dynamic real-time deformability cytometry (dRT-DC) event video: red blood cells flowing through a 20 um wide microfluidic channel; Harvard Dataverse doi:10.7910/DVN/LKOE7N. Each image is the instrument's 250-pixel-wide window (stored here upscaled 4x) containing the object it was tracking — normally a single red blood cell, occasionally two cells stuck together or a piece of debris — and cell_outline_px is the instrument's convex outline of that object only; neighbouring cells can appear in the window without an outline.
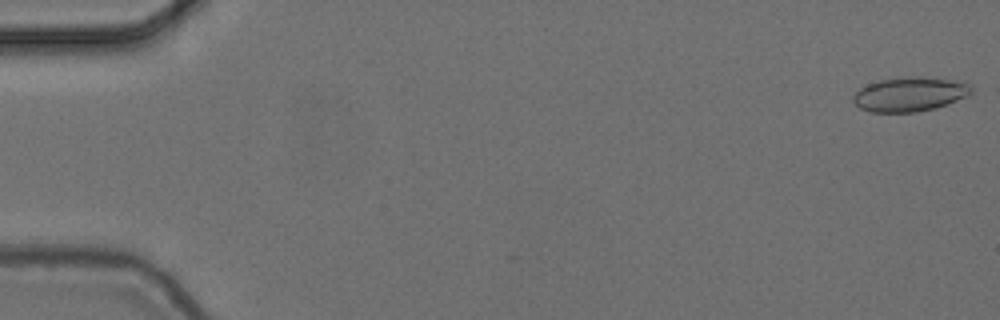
{"species": "common noctule bat (a hibernating species)", "species_latin": "Nyctalus noctula", "temperature_condition": "cold", "stored_images_in_passage": 55, "camera_frame_rate_fps": 3000, "um_per_image_px": 0.085, "animal": {"sex": "female", "body_mass_g": 24.6, "forearm_length_mm": 56.2}, "frame": {"image": 1, "passage_image": 1, "time_ms": 0.0, "image_size_px": [1000, 320], "cell_outline_px": [[972, 92], [968, 96], [936, 108], [916, 112], [872, 112], [860, 108], [852, 100], [852, 96], [860, 88], [868, 84], [880, 80], [916, 76], [920, 76], [948, 80], [972, 84]], "centroid_in_image_um": [77.33, 8.02], "position_along_channel_um": 7.7, "area_um2": 23.47}}
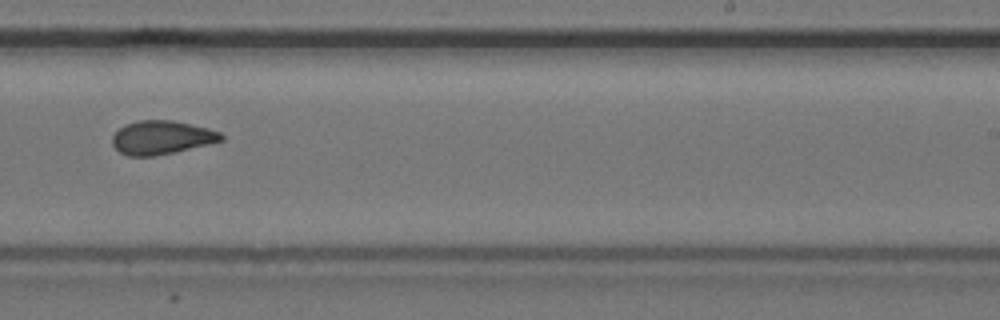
{"frame": {"image": 2, "passage_image": 35, "time_ms": 11.333, "image_size_px": [1000, 320], "cell_outline_px": [[224, 140], [176, 152], [156, 156], [128, 156], [120, 152], [112, 144], [112, 136], [124, 124], [136, 120], [172, 120], [208, 128], [220, 132], [224, 136]], "centroid_in_image_um": [13.73, 11.69], "position_along_channel_um": 275.3, "area_um2": 21.44}}
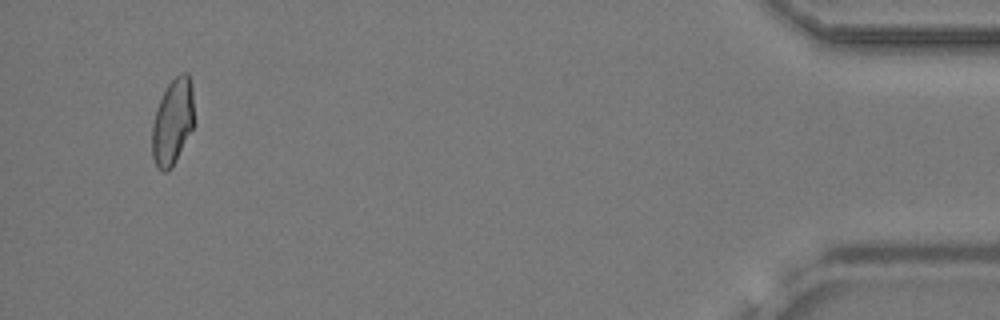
{"frame": {"image": 3, "passage_image": 53, "time_ms": 17.333, "image_size_px": [1000, 320], "cell_outline_px": [[192, 128], [172, 168], [168, 172], [160, 172], [156, 168], [152, 156], [152, 124], [156, 108], [168, 84], [180, 72], [188, 72], [192, 84]], "centroid_in_image_um": [14.64, 10.38], "position_along_channel_um": 420.6, "area_um2": 20.98}, "authors_computed_cell_mechanics": {"area_um2": 21.7906, "velocity_mm_per_s": 3.6966, "shape_relaxation_time_tau1_ms": null, "shape_relaxation_time_tau2_ms": 1.7616, "deformation_change_tau1": null, "deformation_change_tau2": 0.0796}}